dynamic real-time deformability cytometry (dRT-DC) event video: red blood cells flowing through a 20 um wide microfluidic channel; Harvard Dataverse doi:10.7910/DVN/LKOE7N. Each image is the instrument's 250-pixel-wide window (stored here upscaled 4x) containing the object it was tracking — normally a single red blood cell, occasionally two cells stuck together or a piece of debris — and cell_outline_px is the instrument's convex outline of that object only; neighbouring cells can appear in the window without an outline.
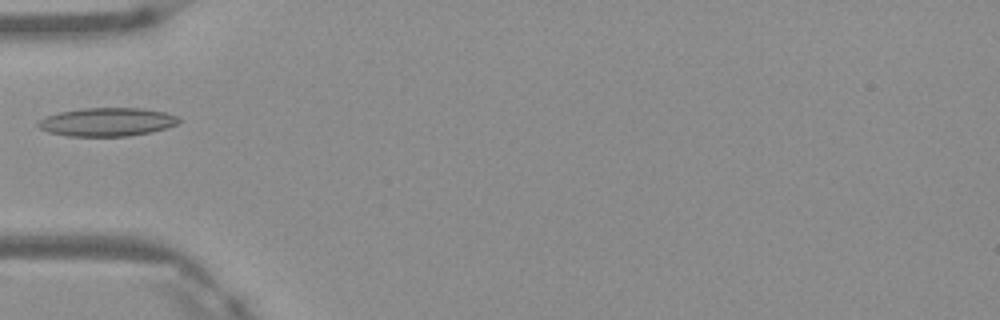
{"species": "Egyptian fruit bat (a non-hibernating species)", "species_latin": "Rousettus aegyptiacus", "temperature_condition": "warm", "stored_images_in_passage": 3, "camera_frame_rate_fps": 3000, "um_per_image_px": 0.085, "frame": {"image": 1, "passage_image": 2, "time_ms": 0.333, "image_size_px": [1000, 320], "cell_outline_px": [[180, 120], [176, 124], [152, 132], [128, 136], [68, 136], [48, 132], [40, 128], [36, 124], [44, 116], [60, 112], [84, 108], [144, 108], [164, 112], [176, 116]], "centroid_in_image_um": [9.07, 10.36], "position_along_channel_um": 75.9, "area_um2": 23.24}}
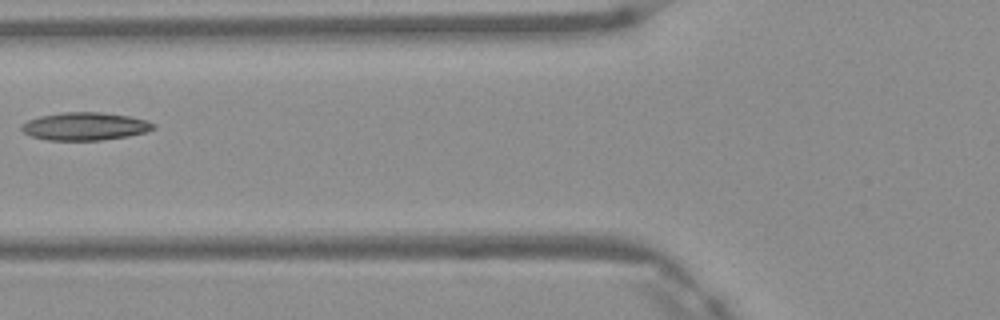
{"frame": {"image": 2, "passage_image": 3, "time_ms": 0.667, "image_size_px": [1000, 320], "cell_outline_px": [[156, 128], [144, 132], [128, 136], [100, 140], [48, 140], [32, 136], [24, 132], [20, 128], [20, 124], [28, 120], [40, 116], [64, 112], [100, 112], [128, 116], [148, 120], [156, 124]], "centroid_in_image_um": [7.23, 10.73], "position_along_channel_um": 118.6, "area_um2": 21.39}}